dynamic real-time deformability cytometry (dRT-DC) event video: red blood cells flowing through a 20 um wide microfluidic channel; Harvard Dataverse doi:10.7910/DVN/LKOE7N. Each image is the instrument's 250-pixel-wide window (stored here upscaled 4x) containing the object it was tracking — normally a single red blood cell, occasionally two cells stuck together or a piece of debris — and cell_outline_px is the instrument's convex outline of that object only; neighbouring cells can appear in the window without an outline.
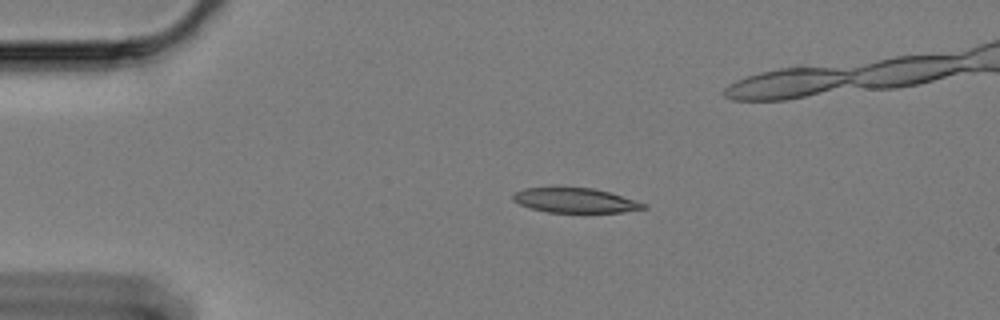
{"species": "Egyptian fruit bat (a non-hibernating species)", "species_latin": "Rousettus aegyptiacus", "temperature_condition": "cold", "stored_images_in_passage": 63, "camera_frame_rate_fps": 3000, "um_per_image_px": 0.085, "animal": {"sex": "female"}, "frame": {"image": 1, "passage_image": 15, "time_ms": 4.667, "image_size_px": [1000, 320], "cell_outline_px": [[648, 208], [624, 212], [548, 212], [532, 208], [520, 204], [512, 200], [512, 196], [516, 192], [524, 188], [552, 184], [560, 184], [592, 188], [608, 192], [636, 200], [648, 204]], "centroid_in_image_um": [48.85, 16.97], "position_along_channel_um": 36.2, "area_um2": 19.65}}
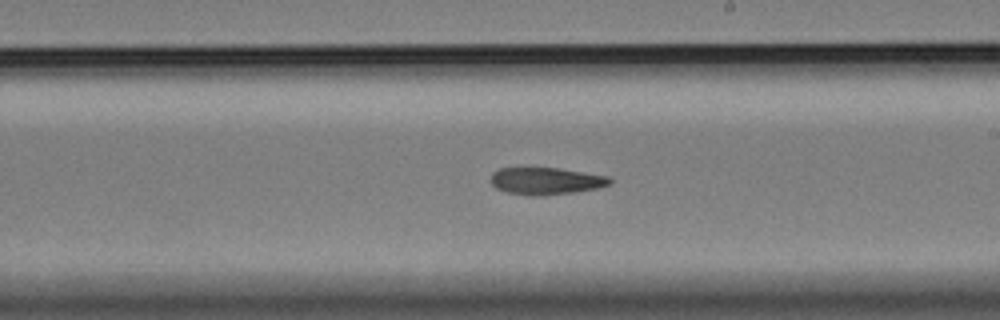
{"frame": {"image": 2, "passage_image": 37, "time_ms": 12.0, "image_size_px": [1000, 320], "cell_outline_px": [[612, 184], [596, 188], [572, 192], [540, 196], [532, 196], [508, 192], [496, 188], [492, 184], [492, 172], [500, 168], [556, 168], [584, 172], [608, 176], [612, 180]], "centroid_in_image_um": [46.41, 15.38], "position_along_channel_um": 242.6, "area_um2": 18.61}}
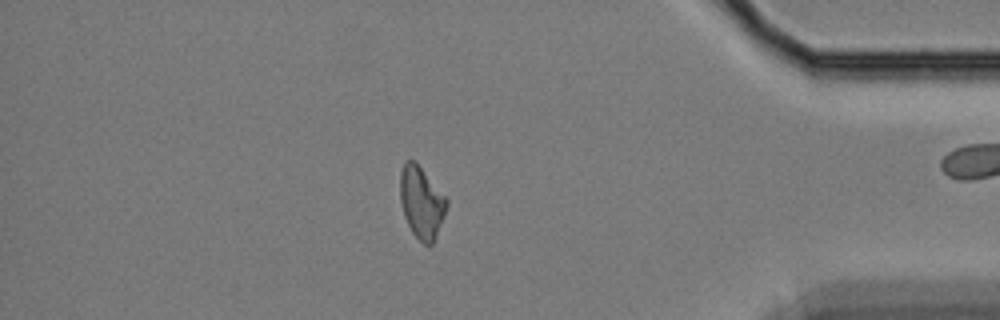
{"frame": {"image": 3, "passage_image": 54, "time_ms": 17.667, "image_size_px": [1000, 320], "cell_outline_px": [[448, 204], [444, 216], [436, 236], [432, 244], [424, 244], [412, 232], [404, 216], [400, 200], [400, 172], [404, 160], [416, 160], [448, 200]], "centroid_in_image_um": [35.81, 17.15], "position_along_channel_um": 399.4, "area_um2": 19.48}}